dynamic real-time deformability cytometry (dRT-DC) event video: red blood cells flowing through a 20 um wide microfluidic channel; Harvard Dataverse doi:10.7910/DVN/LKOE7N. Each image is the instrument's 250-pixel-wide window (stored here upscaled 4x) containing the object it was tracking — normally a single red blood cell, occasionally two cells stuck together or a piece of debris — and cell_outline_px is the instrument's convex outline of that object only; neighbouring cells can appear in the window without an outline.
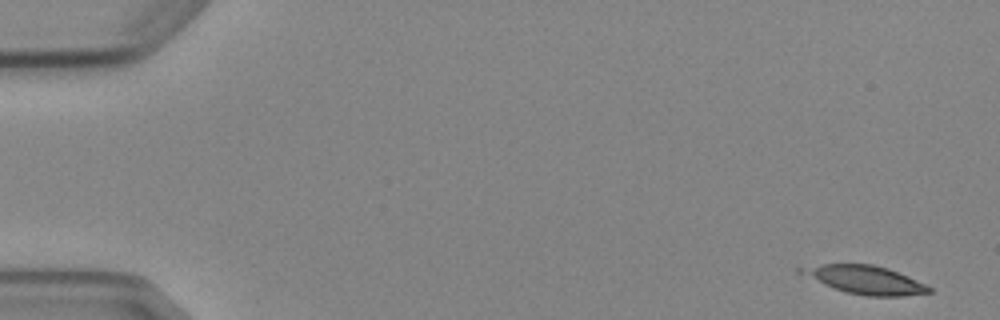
{"species": "Egyptian fruit bat (a non-hibernating species)", "species_latin": "Rousettus aegyptiacus", "temperature_condition": "cold", "stored_images_in_passage": 5, "camera_frame_rate_fps": 3000, "um_per_image_px": 0.085, "animal": {"sex": "female"}, "frame": {"image": 1, "passage_image": 1, "time_ms": 0.0, "image_size_px": [1000, 320], "cell_outline_px": [[932, 292], [904, 296], [868, 296], [844, 292], [820, 280], [808, 272], [812, 268], [824, 264], [872, 264], [888, 268], [908, 276], [932, 288]], "centroid_in_image_um": [73.84, 23.81], "position_along_channel_um": 11.2, "area_um2": 19.59}}